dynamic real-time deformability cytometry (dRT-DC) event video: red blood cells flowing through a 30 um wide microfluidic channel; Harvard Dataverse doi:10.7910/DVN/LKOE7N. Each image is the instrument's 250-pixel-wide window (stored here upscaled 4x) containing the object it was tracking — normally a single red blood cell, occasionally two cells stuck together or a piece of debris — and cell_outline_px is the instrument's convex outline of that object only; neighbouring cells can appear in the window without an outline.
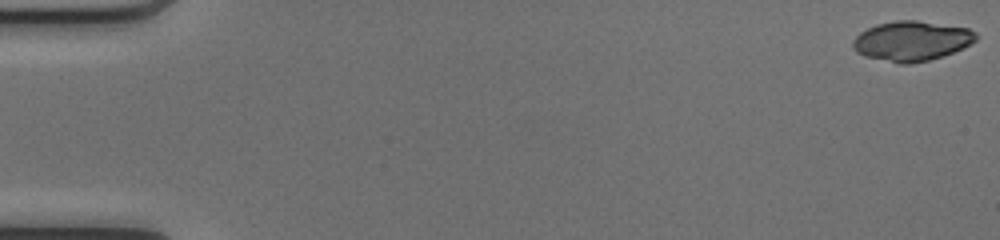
{"species": "common noctule bat (a hibernating species)", "species_latin": "Nyctalus noctula", "temperature_condition": "cold", "stored_images_in_passage": 50, "segment_of_instrument_passage": [1, 2], "camera_frame_rate_fps": 3000, "um_per_image_px": 0.085, "animal": {"sex": "female", "body_mass_g": 17.0, "forearm_length_mm": 48.0}, "frame": {"image": 1, "passage_image": 1, "time_ms": 0.0, "image_size_px": [1000, 240], "cell_outline_px": [[976, 40], [952, 52], [928, 60], [908, 64], [900, 64], [864, 56], [856, 52], [852, 48], [852, 40], [860, 32], [876, 24], [896, 20], [916, 20], [968, 28], [976, 32]], "centroid_in_image_um": [77.43, 3.47], "position_along_channel_um": 7.6, "area_um2": 28.38}}
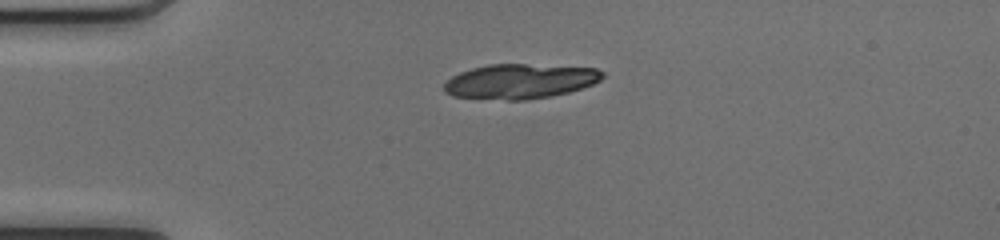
{"frame": {"image": 2, "passage_image": 13, "time_ms": 4.0, "image_size_px": [1000, 240], "cell_outline_px": [[604, 76], [600, 80], [592, 84], [568, 92], [552, 96], [528, 100], [508, 100], [452, 96], [444, 92], [444, 84], [452, 76], [460, 72], [472, 68], [488, 64], [524, 64], [596, 68], [604, 72]], "centroid_in_image_um": [44.19, 6.91], "position_along_channel_um": 40.8, "area_um2": 32.02}}